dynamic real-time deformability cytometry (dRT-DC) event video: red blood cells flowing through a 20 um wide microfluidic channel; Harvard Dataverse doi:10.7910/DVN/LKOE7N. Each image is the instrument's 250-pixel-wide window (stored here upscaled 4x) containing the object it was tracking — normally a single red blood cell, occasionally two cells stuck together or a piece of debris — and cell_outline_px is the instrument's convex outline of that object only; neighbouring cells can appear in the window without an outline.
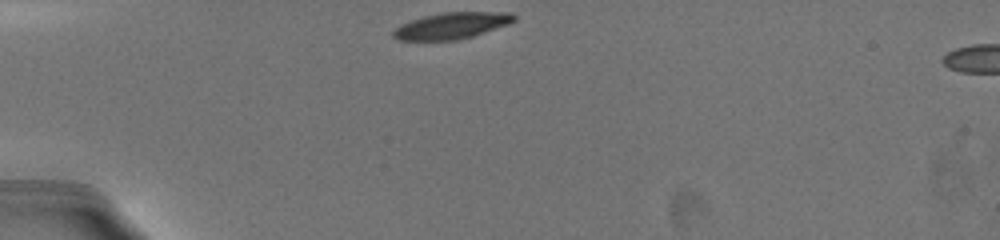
{"species": "common noctule bat (a hibernating species)", "species_latin": "Nyctalus noctula", "temperature_condition": "warm", "stored_images_in_passage": 54, "camera_frame_rate_fps": 3000, "um_per_image_px": 0.085, "animal": {"sex": "female", "body_mass_g": 19.5, "forearm_length_mm": 54.1}, "frame": {"image": 1, "passage_image": 1, "time_ms": 0.0, "image_size_px": [1000, 240], "cell_outline_px": [[516, 20], [508, 24], [472, 36], [456, 40], [400, 40], [392, 36], [392, 32], [400, 24], [424, 16], [444, 12], [512, 12], [516, 16]], "centroid_in_image_um": [38.4, 2.17], "position_along_channel_um": 46.6, "area_um2": 18.44}}
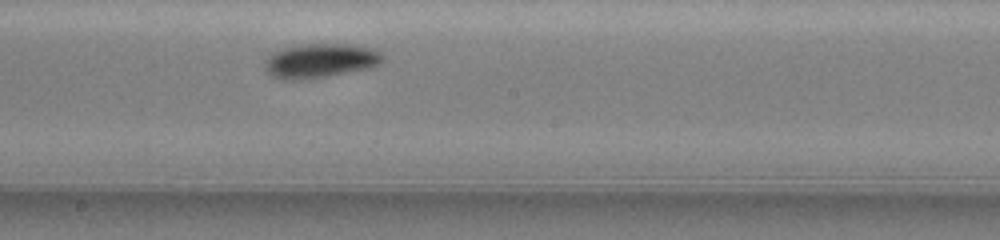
{"frame": {"image": 2, "passage_image": 30, "time_ms": 5.667, "image_size_px": [1000, 240], "cell_outline_px": [[384, 60], [380, 64], [368, 68], [328, 76], [300, 80], [284, 80], [272, 76], [268, 72], [264, 60], [272, 52], [280, 48], [304, 44], [352, 44], [368, 48], [380, 52], [384, 56]], "centroid_in_image_um": [27.2, 5.16], "position_along_channel_um": 221.0, "area_um2": 23.58}}
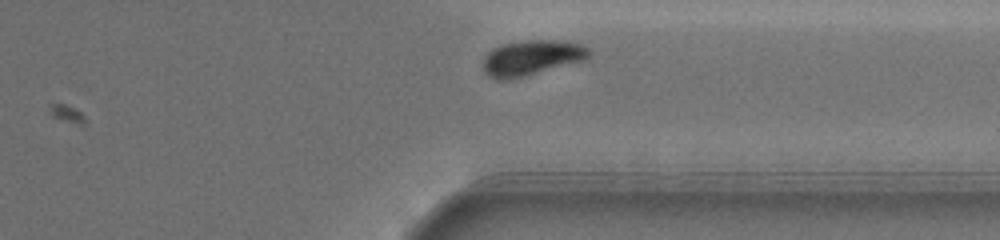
{"frame": {"image": 3, "passage_image": 51, "time_ms": 9.667, "image_size_px": [1000, 240], "cell_outline_px": [[588, 56], [584, 60], [508, 80], [496, 80], [488, 76], [484, 72], [484, 56], [492, 48], [504, 44], [524, 40], [556, 40], [580, 44], [588, 48]], "centroid_in_image_um": [45.12, 4.91], "position_along_channel_um": 366.3, "area_um2": 21.44}, "authors_computed_cell_mechanics": {"area_um2": 21.7328, "velocity_mm_per_s": 3.6342, "shape_relaxation_time_tau1_ms": 1.5983, "shape_relaxation_time_tau2_ms": 2.7657, "deformation_change_tau1": 0.1361, "deformation_change_tau2": 0.0508}}